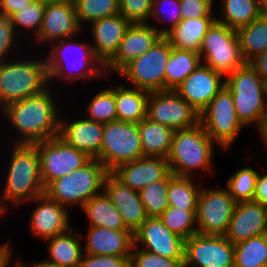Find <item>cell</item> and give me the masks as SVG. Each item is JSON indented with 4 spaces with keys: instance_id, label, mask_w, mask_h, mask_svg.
Instances as JSON below:
<instances>
[{
    "instance_id": "1",
    "label": "cell",
    "mask_w": 267,
    "mask_h": 267,
    "mask_svg": "<svg viewBox=\"0 0 267 267\" xmlns=\"http://www.w3.org/2000/svg\"><path fill=\"white\" fill-rule=\"evenodd\" d=\"M49 86L38 94L8 104L0 110L1 117L3 115L8 125L16 130L14 133L19 135L15 136L12 144L34 145L59 136L61 112L57 99H54L56 96L52 94V85Z\"/></svg>"
},
{
    "instance_id": "2",
    "label": "cell",
    "mask_w": 267,
    "mask_h": 267,
    "mask_svg": "<svg viewBox=\"0 0 267 267\" xmlns=\"http://www.w3.org/2000/svg\"><path fill=\"white\" fill-rule=\"evenodd\" d=\"M50 45L51 48L48 54L46 53L47 56L45 55L49 85L55 80L57 83V80H60L61 84L64 82L73 85L79 79L109 77L90 42H78L75 36L55 41Z\"/></svg>"
},
{
    "instance_id": "3",
    "label": "cell",
    "mask_w": 267,
    "mask_h": 267,
    "mask_svg": "<svg viewBox=\"0 0 267 267\" xmlns=\"http://www.w3.org/2000/svg\"><path fill=\"white\" fill-rule=\"evenodd\" d=\"M0 194V204L7 211L8 203L18 209L35 197L45 194L40 173V158L35 145L13 144ZM8 202V203H7Z\"/></svg>"
},
{
    "instance_id": "4",
    "label": "cell",
    "mask_w": 267,
    "mask_h": 267,
    "mask_svg": "<svg viewBox=\"0 0 267 267\" xmlns=\"http://www.w3.org/2000/svg\"><path fill=\"white\" fill-rule=\"evenodd\" d=\"M215 146L200 122L193 127L176 130L167 157L170 171L175 176L186 177L196 176L197 170L211 174Z\"/></svg>"
},
{
    "instance_id": "5",
    "label": "cell",
    "mask_w": 267,
    "mask_h": 267,
    "mask_svg": "<svg viewBox=\"0 0 267 267\" xmlns=\"http://www.w3.org/2000/svg\"><path fill=\"white\" fill-rule=\"evenodd\" d=\"M43 57L21 56L0 62V110L49 86L46 59Z\"/></svg>"
},
{
    "instance_id": "6",
    "label": "cell",
    "mask_w": 267,
    "mask_h": 267,
    "mask_svg": "<svg viewBox=\"0 0 267 267\" xmlns=\"http://www.w3.org/2000/svg\"><path fill=\"white\" fill-rule=\"evenodd\" d=\"M225 86L232 93L238 119L245 128L252 124L258 131L267 120L265 81L246 63L226 76Z\"/></svg>"
},
{
    "instance_id": "7",
    "label": "cell",
    "mask_w": 267,
    "mask_h": 267,
    "mask_svg": "<svg viewBox=\"0 0 267 267\" xmlns=\"http://www.w3.org/2000/svg\"><path fill=\"white\" fill-rule=\"evenodd\" d=\"M109 172L98 159H90L81 168L52 181L45 194L66 208L82 206L103 191L105 176Z\"/></svg>"
},
{
    "instance_id": "8",
    "label": "cell",
    "mask_w": 267,
    "mask_h": 267,
    "mask_svg": "<svg viewBox=\"0 0 267 267\" xmlns=\"http://www.w3.org/2000/svg\"><path fill=\"white\" fill-rule=\"evenodd\" d=\"M199 54L202 64L225 77L247 63L242 56L236 30L217 20L204 36Z\"/></svg>"
},
{
    "instance_id": "9",
    "label": "cell",
    "mask_w": 267,
    "mask_h": 267,
    "mask_svg": "<svg viewBox=\"0 0 267 267\" xmlns=\"http://www.w3.org/2000/svg\"><path fill=\"white\" fill-rule=\"evenodd\" d=\"M143 157L137 123L114 120L103 123V136L98 160L108 172L119 165Z\"/></svg>"
},
{
    "instance_id": "10",
    "label": "cell",
    "mask_w": 267,
    "mask_h": 267,
    "mask_svg": "<svg viewBox=\"0 0 267 267\" xmlns=\"http://www.w3.org/2000/svg\"><path fill=\"white\" fill-rule=\"evenodd\" d=\"M199 122L210 139L226 151L245 127L238 119L232 93L226 86L199 113Z\"/></svg>"
},
{
    "instance_id": "11",
    "label": "cell",
    "mask_w": 267,
    "mask_h": 267,
    "mask_svg": "<svg viewBox=\"0 0 267 267\" xmlns=\"http://www.w3.org/2000/svg\"><path fill=\"white\" fill-rule=\"evenodd\" d=\"M172 46L163 36L147 52L129 62L118 74L132 87L149 92L165 90V70Z\"/></svg>"
},
{
    "instance_id": "12",
    "label": "cell",
    "mask_w": 267,
    "mask_h": 267,
    "mask_svg": "<svg viewBox=\"0 0 267 267\" xmlns=\"http://www.w3.org/2000/svg\"><path fill=\"white\" fill-rule=\"evenodd\" d=\"M235 205L234 198L226 188L202 187L196 211L198 234L224 236Z\"/></svg>"
},
{
    "instance_id": "13",
    "label": "cell",
    "mask_w": 267,
    "mask_h": 267,
    "mask_svg": "<svg viewBox=\"0 0 267 267\" xmlns=\"http://www.w3.org/2000/svg\"><path fill=\"white\" fill-rule=\"evenodd\" d=\"M34 145L39 153L41 179L45 188L55 179L81 168L91 159L59 136Z\"/></svg>"
},
{
    "instance_id": "14",
    "label": "cell",
    "mask_w": 267,
    "mask_h": 267,
    "mask_svg": "<svg viewBox=\"0 0 267 267\" xmlns=\"http://www.w3.org/2000/svg\"><path fill=\"white\" fill-rule=\"evenodd\" d=\"M147 118L176 131L198 124L199 112L175 90H160L149 94Z\"/></svg>"
},
{
    "instance_id": "15",
    "label": "cell",
    "mask_w": 267,
    "mask_h": 267,
    "mask_svg": "<svg viewBox=\"0 0 267 267\" xmlns=\"http://www.w3.org/2000/svg\"><path fill=\"white\" fill-rule=\"evenodd\" d=\"M183 267H234V244L225 236L194 234L185 239Z\"/></svg>"
},
{
    "instance_id": "16",
    "label": "cell",
    "mask_w": 267,
    "mask_h": 267,
    "mask_svg": "<svg viewBox=\"0 0 267 267\" xmlns=\"http://www.w3.org/2000/svg\"><path fill=\"white\" fill-rule=\"evenodd\" d=\"M133 237L136 248L165 258L184 260L185 239L170 231L159 217H148Z\"/></svg>"
},
{
    "instance_id": "17",
    "label": "cell",
    "mask_w": 267,
    "mask_h": 267,
    "mask_svg": "<svg viewBox=\"0 0 267 267\" xmlns=\"http://www.w3.org/2000/svg\"><path fill=\"white\" fill-rule=\"evenodd\" d=\"M29 202L38 204L29 215V228L33 234L32 236L45 241L64 234L72 228L69 222L70 210L50 199L46 194L35 197Z\"/></svg>"
},
{
    "instance_id": "18",
    "label": "cell",
    "mask_w": 267,
    "mask_h": 267,
    "mask_svg": "<svg viewBox=\"0 0 267 267\" xmlns=\"http://www.w3.org/2000/svg\"><path fill=\"white\" fill-rule=\"evenodd\" d=\"M163 36L148 23H131L114 57L105 65L106 75L118 73L147 52Z\"/></svg>"
},
{
    "instance_id": "19",
    "label": "cell",
    "mask_w": 267,
    "mask_h": 267,
    "mask_svg": "<svg viewBox=\"0 0 267 267\" xmlns=\"http://www.w3.org/2000/svg\"><path fill=\"white\" fill-rule=\"evenodd\" d=\"M226 77L200 64L175 91L199 113L225 86Z\"/></svg>"
},
{
    "instance_id": "20",
    "label": "cell",
    "mask_w": 267,
    "mask_h": 267,
    "mask_svg": "<svg viewBox=\"0 0 267 267\" xmlns=\"http://www.w3.org/2000/svg\"><path fill=\"white\" fill-rule=\"evenodd\" d=\"M83 29L78 22L72 2L45 5L42 26L34 38L35 45L51 44L55 41L77 36Z\"/></svg>"
},
{
    "instance_id": "21",
    "label": "cell",
    "mask_w": 267,
    "mask_h": 267,
    "mask_svg": "<svg viewBox=\"0 0 267 267\" xmlns=\"http://www.w3.org/2000/svg\"><path fill=\"white\" fill-rule=\"evenodd\" d=\"M103 191L123 217L126 228L132 233L148 218L139 191L124 185L111 172L105 176Z\"/></svg>"
},
{
    "instance_id": "22",
    "label": "cell",
    "mask_w": 267,
    "mask_h": 267,
    "mask_svg": "<svg viewBox=\"0 0 267 267\" xmlns=\"http://www.w3.org/2000/svg\"><path fill=\"white\" fill-rule=\"evenodd\" d=\"M111 173L124 185L140 191L153 182L165 179L171 171L167 158L143 156L119 165Z\"/></svg>"
},
{
    "instance_id": "23",
    "label": "cell",
    "mask_w": 267,
    "mask_h": 267,
    "mask_svg": "<svg viewBox=\"0 0 267 267\" xmlns=\"http://www.w3.org/2000/svg\"><path fill=\"white\" fill-rule=\"evenodd\" d=\"M267 234V207L255 201L236 203L225 237L238 243Z\"/></svg>"
},
{
    "instance_id": "24",
    "label": "cell",
    "mask_w": 267,
    "mask_h": 267,
    "mask_svg": "<svg viewBox=\"0 0 267 267\" xmlns=\"http://www.w3.org/2000/svg\"><path fill=\"white\" fill-rule=\"evenodd\" d=\"M90 42L96 57L105 66L116 54L131 22L120 13L92 22Z\"/></svg>"
},
{
    "instance_id": "25",
    "label": "cell",
    "mask_w": 267,
    "mask_h": 267,
    "mask_svg": "<svg viewBox=\"0 0 267 267\" xmlns=\"http://www.w3.org/2000/svg\"><path fill=\"white\" fill-rule=\"evenodd\" d=\"M60 116L59 137L67 144L85 153L91 159H97L100 155V147L103 136V123L87 118H71L63 120Z\"/></svg>"
},
{
    "instance_id": "26",
    "label": "cell",
    "mask_w": 267,
    "mask_h": 267,
    "mask_svg": "<svg viewBox=\"0 0 267 267\" xmlns=\"http://www.w3.org/2000/svg\"><path fill=\"white\" fill-rule=\"evenodd\" d=\"M81 238L86 242L83 251L89 255L130 256L134 246L130 230L89 226L87 236L81 234Z\"/></svg>"
},
{
    "instance_id": "27",
    "label": "cell",
    "mask_w": 267,
    "mask_h": 267,
    "mask_svg": "<svg viewBox=\"0 0 267 267\" xmlns=\"http://www.w3.org/2000/svg\"><path fill=\"white\" fill-rule=\"evenodd\" d=\"M81 234L71 228L66 233L45 240L48 258L26 266L78 267L84 254Z\"/></svg>"
},
{
    "instance_id": "28",
    "label": "cell",
    "mask_w": 267,
    "mask_h": 267,
    "mask_svg": "<svg viewBox=\"0 0 267 267\" xmlns=\"http://www.w3.org/2000/svg\"><path fill=\"white\" fill-rule=\"evenodd\" d=\"M217 17L182 19L164 37L172 47L200 52L202 41Z\"/></svg>"
},
{
    "instance_id": "29",
    "label": "cell",
    "mask_w": 267,
    "mask_h": 267,
    "mask_svg": "<svg viewBox=\"0 0 267 267\" xmlns=\"http://www.w3.org/2000/svg\"><path fill=\"white\" fill-rule=\"evenodd\" d=\"M150 92L144 89L117 84L114 87L117 120L139 123L147 117V101Z\"/></svg>"
},
{
    "instance_id": "30",
    "label": "cell",
    "mask_w": 267,
    "mask_h": 267,
    "mask_svg": "<svg viewBox=\"0 0 267 267\" xmlns=\"http://www.w3.org/2000/svg\"><path fill=\"white\" fill-rule=\"evenodd\" d=\"M143 156L167 158L172 146L174 130L144 118L138 123Z\"/></svg>"
},
{
    "instance_id": "31",
    "label": "cell",
    "mask_w": 267,
    "mask_h": 267,
    "mask_svg": "<svg viewBox=\"0 0 267 267\" xmlns=\"http://www.w3.org/2000/svg\"><path fill=\"white\" fill-rule=\"evenodd\" d=\"M89 226H98L114 230H129L123 217L115 208L104 191L90 198L81 208Z\"/></svg>"
},
{
    "instance_id": "32",
    "label": "cell",
    "mask_w": 267,
    "mask_h": 267,
    "mask_svg": "<svg viewBox=\"0 0 267 267\" xmlns=\"http://www.w3.org/2000/svg\"><path fill=\"white\" fill-rule=\"evenodd\" d=\"M201 63L198 52L172 47L165 70V90H175Z\"/></svg>"
},
{
    "instance_id": "33",
    "label": "cell",
    "mask_w": 267,
    "mask_h": 267,
    "mask_svg": "<svg viewBox=\"0 0 267 267\" xmlns=\"http://www.w3.org/2000/svg\"><path fill=\"white\" fill-rule=\"evenodd\" d=\"M244 60L248 63L256 55L267 51V14H261L250 24L236 30Z\"/></svg>"
},
{
    "instance_id": "34",
    "label": "cell",
    "mask_w": 267,
    "mask_h": 267,
    "mask_svg": "<svg viewBox=\"0 0 267 267\" xmlns=\"http://www.w3.org/2000/svg\"><path fill=\"white\" fill-rule=\"evenodd\" d=\"M220 4L222 17H217V21L234 30L250 24L262 14L259 0H221Z\"/></svg>"
},
{
    "instance_id": "35",
    "label": "cell",
    "mask_w": 267,
    "mask_h": 267,
    "mask_svg": "<svg viewBox=\"0 0 267 267\" xmlns=\"http://www.w3.org/2000/svg\"><path fill=\"white\" fill-rule=\"evenodd\" d=\"M234 267H267V234L235 243Z\"/></svg>"
},
{
    "instance_id": "36",
    "label": "cell",
    "mask_w": 267,
    "mask_h": 267,
    "mask_svg": "<svg viewBox=\"0 0 267 267\" xmlns=\"http://www.w3.org/2000/svg\"><path fill=\"white\" fill-rule=\"evenodd\" d=\"M193 177L175 176L169 179V206L186 210H197L198 195L202 185L195 184Z\"/></svg>"
},
{
    "instance_id": "37",
    "label": "cell",
    "mask_w": 267,
    "mask_h": 267,
    "mask_svg": "<svg viewBox=\"0 0 267 267\" xmlns=\"http://www.w3.org/2000/svg\"><path fill=\"white\" fill-rule=\"evenodd\" d=\"M119 0H73L80 26L120 13Z\"/></svg>"
},
{
    "instance_id": "38",
    "label": "cell",
    "mask_w": 267,
    "mask_h": 267,
    "mask_svg": "<svg viewBox=\"0 0 267 267\" xmlns=\"http://www.w3.org/2000/svg\"><path fill=\"white\" fill-rule=\"evenodd\" d=\"M196 211L168 206L159 218L170 231L187 239L198 233Z\"/></svg>"
},
{
    "instance_id": "39",
    "label": "cell",
    "mask_w": 267,
    "mask_h": 267,
    "mask_svg": "<svg viewBox=\"0 0 267 267\" xmlns=\"http://www.w3.org/2000/svg\"><path fill=\"white\" fill-rule=\"evenodd\" d=\"M171 172L165 179L153 182L139 191L140 198L148 217H159L169 206L168 187Z\"/></svg>"
},
{
    "instance_id": "40",
    "label": "cell",
    "mask_w": 267,
    "mask_h": 267,
    "mask_svg": "<svg viewBox=\"0 0 267 267\" xmlns=\"http://www.w3.org/2000/svg\"><path fill=\"white\" fill-rule=\"evenodd\" d=\"M258 171L252 167H241L228 178L226 189L236 203L253 201Z\"/></svg>"
},
{
    "instance_id": "41",
    "label": "cell",
    "mask_w": 267,
    "mask_h": 267,
    "mask_svg": "<svg viewBox=\"0 0 267 267\" xmlns=\"http://www.w3.org/2000/svg\"><path fill=\"white\" fill-rule=\"evenodd\" d=\"M87 119L107 123L117 120L114 86L98 91L86 107Z\"/></svg>"
},
{
    "instance_id": "42",
    "label": "cell",
    "mask_w": 267,
    "mask_h": 267,
    "mask_svg": "<svg viewBox=\"0 0 267 267\" xmlns=\"http://www.w3.org/2000/svg\"><path fill=\"white\" fill-rule=\"evenodd\" d=\"M45 5L37 0L32 1L29 5L13 13L9 18L14 27L16 34L20 35L19 30L27 31L35 38L42 26ZM20 28V29H19ZM22 29V30H21Z\"/></svg>"
},
{
    "instance_id": "43",
    "label": "cell",
    "mask_w": 267,
    "mask_h": 267,
    "mask_svg": "<svg viewBox=\"0 0 267 267\" xmlns=\"http://www.w3.org/2000/svg\"><path fill=\"white\" fill-rule=\"evenodd\" d=\"M152 19L157 23L169 25L167 27L164 25L163 28L152 25L162 36H165L183 19L179 0H153L148 24H151Z\"/></svg>"
},
{
    "instance_id": "44",
    "label": "cell",
    "mask_w": 267,
    "mask_h": 267,
    "mask_svg": "<svg viewBox=\"0 0 267 267\" xmlns=\"http://www.w3.org/2000/svg\"><path fill=\"white\" fill-rule=\"evenodd\" d=\"M184 260H175L133 246L130 267H183Z\"/></svg>"
},
{
    "instance_id": "45",
    "label": "cell",
    "mask_w": 267,
    "mask_h": 267,
    "mask_svg": "<svg viewBox=\"0 0 267 267\" xmlns=\"http://www.w3.org/2000/svg\"><path fill=\"white\" fill-rule=\"evenodd\" d=\"M120 14L131 23H148L152 0H119Z\"/></svg>"
},
{
    "instance_id": "46",
    "label": "cell",
    "mask_w": 267,
    "mask_h": 267,
    "mask_svg": "<svg viewBox=\"0 0 267 267\" xmlns=\"http://www.w3.org/2000/svg\"><path fill=\"white\" fill-rule=\"evenodd\" d=\"M183 19L216 17L214 0H179Z\"/></svg>"
},
{
    "instance_id": "47",
    "label": "cell",
    "mask_w": 267,
    "mask_h": 267,
    "mask_svg": "<svg viewBox=\"0 0 267 267\" xmlns=\"http://www.w3.org/2000/svg\"><path fill=\"white\" fill-rule=\"evenodd\" d=\"M17 35L13 25L11 24L10 18L0 16V62L12 59L11 56L13 48H16ZM13 47V48H12ZM9 55V58H7ZM12 57V58H10Z\"/></svg>"
},
{
    "instance_id": "48",
    "label": "cell",
    "mask_w": 267,
    "mask_h": 267,
    "mask_svg": "<svg viewBox=\"0 0 267 267\" xmlns=\"http://www.w3.org/2000/svg\"><path fill=\"white\" fill-rule=\"evenodd\" d=\"M78 267H130V256L83 254Z\"/></svg>"
},
{
    "instance_id": "49",
    "label": "cell",
    "mask_w": 267,
    "mask_h": 267,
    "mask_svg": "<svg viewBox=\"0 0 267 267\" xmlns=\"http://www.w3.org/2000/svg\"><path fill=\"white\" fill-rule=\"evenodd\" d=\"M263 175L258 173L256 179L255 193L253 201L267 207V172L262 168Z\"/></svg>"
},
{
    "instance_id": "50",
    "label": "cell",
    "mask_w": 267,
    "mask_h": 267,
    "mask_svg": "<svg viewBox=\"0 0 267 267\" xmlns=\"http://www.w3.org/2000/svg\"><path fill=\"white\" fill-rule=\"evenodd\" d=\"M34 0H0V16L10 17L16 11L29 5Z\"/></svg>"
},
{
    "instance_id": "51",
    "label": "cell",
    "mask_w": 267,
    "mask_h": 267,
    "mask_svg": "<svg viewBox=\"0 0 267 267\" xmlns=\"http://www.w3.org/2000/svg\"><path fill=\"white\" fill-rule=\"evenodd\" d=\"M248 63L264 81L267 80V51L256 55Z\"/></svg>"
},
{
    "instance_id": "52",
    "label": "cell",
    "mask_w": 267,
    "mask_h": 267,
    "mask_svg": "<svg viewBox=\"0 0 267 267\" xmlns=\"http://www.w3.org/2000/svg\"><path fill=\"white\" fill-rule=\"evenodd\" d=\"M10 241L0 243V267H9L12 264L13 250Z\"/></svg>"
},
{
    "instance_id": "53",
    "label": "cell",
    "mask_w": 267,
    "mask_h": 267,
    "mask_svg": "<svg viewBox=\"0 0 267 267\" xmlns=\"http://www.w3.org/2000/svg\"><path fill=\"white\" fill-rule=\"evenodd\" d=\"M257 133L262 141V145L264 144V146L267 148V120L263 123Z\"/></svg>"
},
{
    "instance_id": "54",
    "label": "cell",
    "mask_w": 267,
    "mask_h": 267,
    "mask_svg": "<svg viewBox=\"0 0 267 267\" xmlns=\"http://www.w3.org/2000/svg\"><path fill=\"white\" fill-rule=\"evenodd\" d=\"M37 1H39L40 3H42L44 5H48V4L72 2L73 0H37Z\"/></svg>"
},
{
    "instance_id": "55",
    "label": "cell",
    "mask_w": 267,
    "mask_h": 267,
    "mask_svg": "<svg viewBox=\"0 0 267 267\" xmlns=\"http://www.w3.org/2000/svg\"><path fill=\"white\" fill-rule=\"evenodd\" d=\"M262 14H267V0H259Z\"/></svg>"
},
{
    "instance_id": "56",
    "label": "cell",
    "mask_w": 267,
    "mask_h": 267,
    "mask_svg": "<svg viewBox=\"0 0 267 267\" xmlns=\"http://www.w3.org/2000/svg\"><path fill=\"white\" fill-rule=\"evenodd\" d=\"M16 262H14L15 263V265H14V267H27L25 264H24V261H22L21 259H17V260H15Z\"/></svg>"
},
{
    "instance_id": "57",
    "label": "cell",
    "mask_w": 267,
    "mask_h": 267,
    "mask_svg": "<svg viewBox=\"0 0 267 267\" xmlns=\"http://www.w3.org/2000/svg\"><path fill=\"white\" fill-rule=\"evenodd\" d=\"M7 211L1 206V204H0V217H4V215H6L5 213H6ZM4 214V215H3Z\"/></svg>"
},
{
    "instance_id": "58",
    "label": "cell",
    "mask_w": 267,
    "mask_h": 267,
    "mask_svg": "<svg viewBox=\"0 0 267 267\" xmlns=\"http://www.w3.org/2000/svg\"><path fill=\"white\" fill-rule=\"evenodd\" d=\"M265 99L267 103V80H265Z\"/></svg>"
},
{
    "instance_id": "59",
    "label": "cell",
    "mask_w": 267,
    "mask_h": 267,
    "mask_svg": "<svg viewBox=\"0 0 267 267\" xmlns=\"http://www.w3.org/2000/svg\"><path fill=\"white\" fill-rule=\"evenodd\" d=\"M27 267H56V266H27Z\"/></svg>"
}]
</instances>
